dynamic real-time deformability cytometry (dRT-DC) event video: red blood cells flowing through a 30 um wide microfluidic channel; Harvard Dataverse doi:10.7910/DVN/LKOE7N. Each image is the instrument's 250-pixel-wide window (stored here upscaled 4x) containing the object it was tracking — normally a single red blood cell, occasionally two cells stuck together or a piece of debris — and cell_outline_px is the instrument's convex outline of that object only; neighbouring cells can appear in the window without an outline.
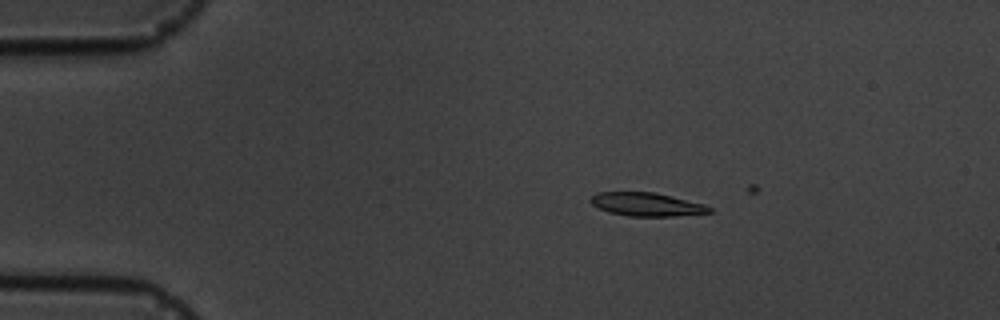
{"species": "common noctule bat (a hibernating species)", "species_latin": "Nyctalus noctula", "temperature_condition": "cold", "stored_images_in_passage": 4, "camera_frame_rate_fps": 3000, "um_per_image_px": 0.085, "animal": {"sex": "male", "body_mass_g": 19.5, "forearm_length_mm": 54.6}, "frame": {"image": 1, "passage_image": 3, "time_ms": 3.333, "image_size_px": [1000, 320], "cell_outline_px": [[712, 212], [672, 216], [628, 216], [608, 212], [592, 204], [588, 200], [596, 192], [656, 192], [704, 204], [712, 208]], "centroid_in_image_um": [54.94, 17.36], "position_along_channel_um": 30.1, "area_um2": 16.18}}